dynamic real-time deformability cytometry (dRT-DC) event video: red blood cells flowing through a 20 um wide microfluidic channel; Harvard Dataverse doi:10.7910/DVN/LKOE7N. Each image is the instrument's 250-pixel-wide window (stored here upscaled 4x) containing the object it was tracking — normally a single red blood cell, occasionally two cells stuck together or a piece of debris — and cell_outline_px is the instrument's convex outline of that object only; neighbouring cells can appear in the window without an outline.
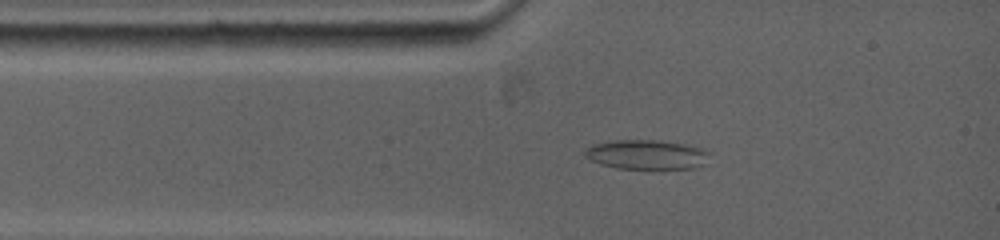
{"species": "common noctule bat (a hibernating species)", "species_latin": "Nyctalus noctula", "temperature_condition": "warm", "stored_images_in_passage": 5, "camera_frame_rate_fps": 5000, "um_per_image_px": 0.085, "animal": {"sex": "female", "body_mass_g": 19.0, "forearm_length_mm": 53.3}, "frame": {"image": 1, "passage_image": 3, "time_ms": 1.0, "image_size_px": [1000, 240], "cell_outline_px": [[708, 152], [704, 164], [696, 168], [616, 168], [600, 164], [584, 156], [584, 148], [592, 144], [616, 140], [652, 140], [684, 144], [704, 148]], "centroid_in_image_um": [54.91, 13.13], "position_along_channel_um": 30.1, "area_um2": 21.21}}